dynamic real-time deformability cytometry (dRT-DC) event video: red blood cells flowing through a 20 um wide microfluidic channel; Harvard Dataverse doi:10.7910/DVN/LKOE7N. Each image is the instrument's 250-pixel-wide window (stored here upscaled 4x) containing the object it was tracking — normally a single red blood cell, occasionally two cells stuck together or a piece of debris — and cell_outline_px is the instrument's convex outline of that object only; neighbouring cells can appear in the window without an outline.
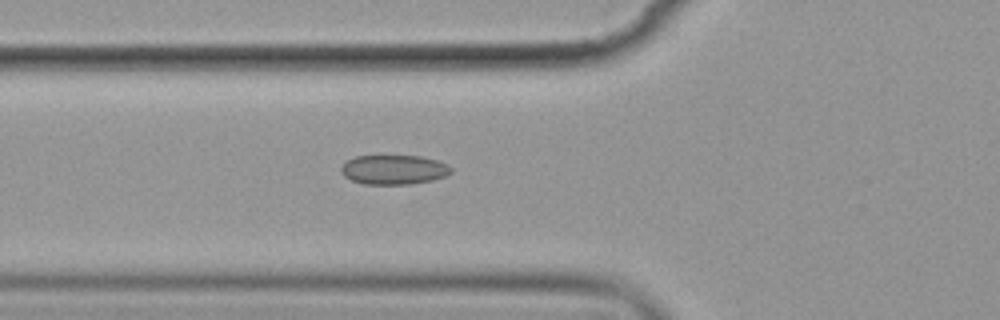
{"species": "common noctule bat (a hibernating species)", "species_latin": "Nyctalus noctula", "temperature_condition": "cold", "stored_images_in_passage": 3, "camera_frame_rate_fps": 3000, "um_per_image_px": 0.085, "animal": {"sex": "female", "body_mass_g": 19.9}, "frame": {"image": 1, "passage_image": 3, "time_ms": 2.333, "image_size_px": [1000, 320], "cell_outline_px": [[452, 172], [444, 176], [432, 180], [408, 184], [364, 184], [352, 180], [344, 176], [340, 172], [340, 168], [348, 160], [356, 156], [420, 156], [436, 160], [448, 164], [452, 168]], "centroid_in_image_um": [33.47, 14.42], "position_along_channel_um": 92.3, "area_um2": 18.79}}